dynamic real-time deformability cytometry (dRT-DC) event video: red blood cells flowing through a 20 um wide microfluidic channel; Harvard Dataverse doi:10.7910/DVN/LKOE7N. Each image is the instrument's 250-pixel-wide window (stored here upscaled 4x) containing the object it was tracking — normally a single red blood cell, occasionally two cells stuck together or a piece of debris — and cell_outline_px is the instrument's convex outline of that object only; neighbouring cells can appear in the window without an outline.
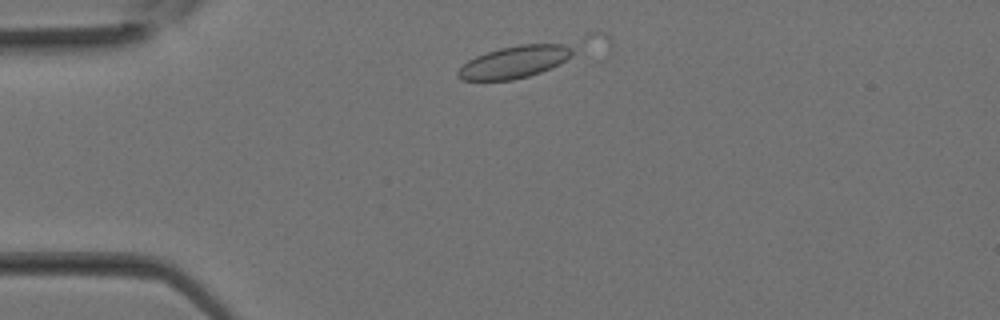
{"species": "Egyptian fruit bat (a non-hibernating species)", "species_latin": "Rousettus aegyptiacus", "temperature_condition": "room temperature", "stored_images_in_passage": 7, "camera_frame_rate_fps": 3000, "um_per_image_px": 0.085, "animal": {"sex": "female"}, "frame": {"image": 1, "passage_image": 2, "time_ms": 0.333, "image_size_px": [1000, 320], "cell_outline_px": [[576, 44], [572, 56], [560, 64], [540, 72], [528, 76], [512, 80], [460, 80], [456, 76], [456, 72], [468, 60], [476, 56], [500, 48], [520, 44]], "centroid_in_image_um": [43.77, 5.26], "position_along_channel_um": 41.2, "area_um2": 21.68}}
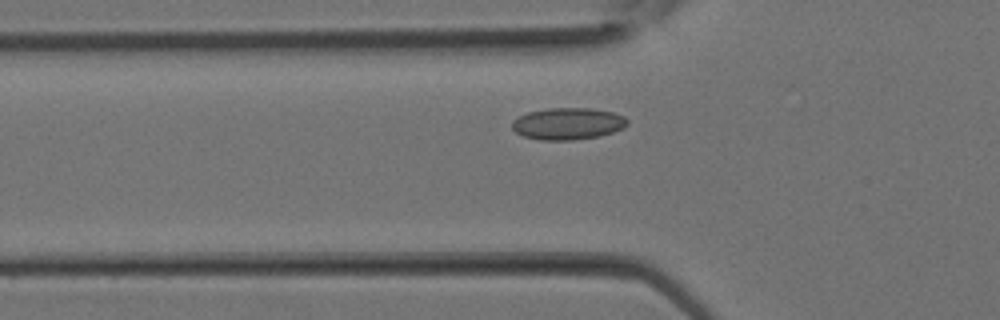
{"frame": {"image": 2, "passage_image": 5, "time_ms": 1.333, "image_size_px": [1000, 320], "cell_outline_px": [[628, 124], [624, 128], [600, 136], [572, 140], [540, 140], [524, 136], [516, 132], [512, 128], [512, 120], [528, 112], [548, 108], [592, 108], [612, 112], [624, 116], [628, 120]], "centroid_in_image_um": [48.28, 10.51], "position_along_channel_um": 77.5, "area_um2": 21.44}}